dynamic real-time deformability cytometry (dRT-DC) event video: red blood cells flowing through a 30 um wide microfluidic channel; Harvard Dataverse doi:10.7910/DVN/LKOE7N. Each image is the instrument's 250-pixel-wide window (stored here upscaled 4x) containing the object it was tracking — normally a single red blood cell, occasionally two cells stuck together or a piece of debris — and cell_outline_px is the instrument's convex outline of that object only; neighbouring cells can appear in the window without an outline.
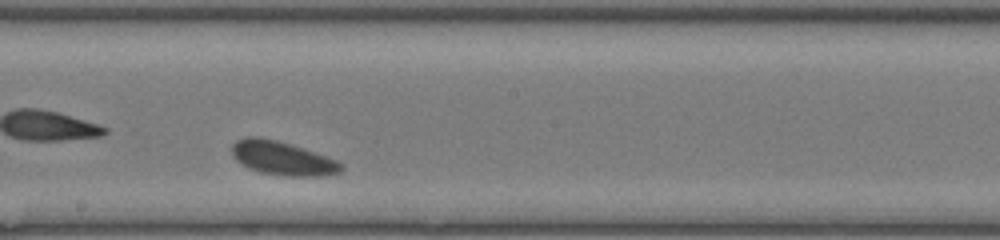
{"species": "common noctule bat (a hibernating species)", "species_latin": "Nyctalus noctula", "temperature_condition": "room temperature", "stored_images_in_passage": 49, "camera_frame_rate_fps": 3000, "um_per_image_px": 0.085, "animal": {"sex": "female", "body_mass_g": 17.0, "forearm_length_mm": 48.0}, "frame": {"image": 1, "passage_image": 28, "time_ms": 9.0, "image_size_px": [1000, 240], "cell_outline_px": [[344, 168], [340, 172], [328, 176], [280, 176], [260, 172], [248, 168], [240, 164], [232, 156], [232, 144], [236, 140], [244, 136], [256, 136], [276, 140], [336, 160], [344, 164]], "centroid_in_image_um": [23.97, 13.47], "position_along_channel_um": 224.2, "area_um2": 21.56}}
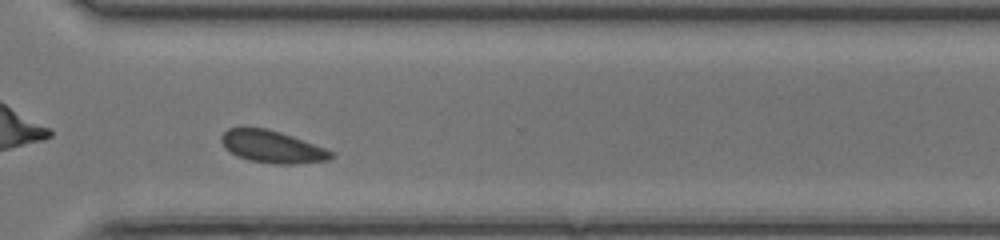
{"frame": {"image": 2, "passage_image": 37, "time_ms": 12.0, "image_size_px": [1000, 240], "cell_outline_px": [[336, 156], [328, 160], [296, 164], [272, 164], [248, 160], [224, 148], [220, 140], [220, 136], [228, 128], [268, 128], [292, 136], [324, 148], [332, 152]], "centroid_in_image_um": [23.13, 12.48], "position_along_channel_um": 347.5, "area_um2": 20.52}}
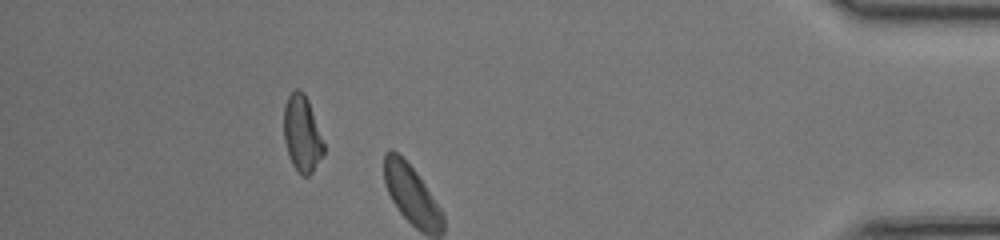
{"frame": {"image": 3, "passage_image": 44, "time_ms": 14.333, "image_size_px": [1000, 240], "cell_outline_px": [[324, 152], [312, 172], [308, 176], [304, 176], [292, 164], [288, 156], [284, 140], [284, 108], [288, 96], [296, 88], [300, 88], [304, 92], [308, 100], [324, 144]], "centroid_in_image_um": [25.66, 11.34], "position_along_channel_um": 409.5, "area_um2": 17.51}}